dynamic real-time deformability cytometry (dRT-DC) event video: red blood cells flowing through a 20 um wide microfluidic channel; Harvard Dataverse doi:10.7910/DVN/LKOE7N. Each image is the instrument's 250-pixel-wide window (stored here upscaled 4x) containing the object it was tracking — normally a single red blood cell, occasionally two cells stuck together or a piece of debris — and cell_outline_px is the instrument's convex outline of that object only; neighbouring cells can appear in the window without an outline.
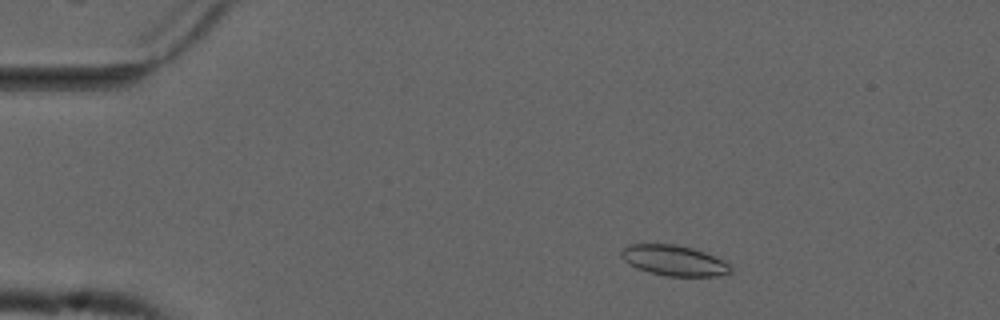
{"species": "common noctule bat (a hibernating species)", "species_latin": "Nyctalus noctula", "temperature_condition": "cold", "stored_images_in_passage": 47, "camera_frame_rate_fps": 3000, "um_per_image_px": 0.085, "animal": {"sex": "male", "forearm_length_mm": 52.5}, "frame": {"image": 1, "passage_image": 1, "time_ms": 0.0, "image_size_px": [1000, 320], "cell_outline_px": [[732, 272], [728, 276], [668, 276], [648, 272], [636, 268], [624, 260], [620, 256], [620, 252], [628, 244], [676, 244], [692, 248], [704, 252], [724, 260], [732, 268]], "centroid_in_image_um": [57.32, 22.15], "position_along_channel_um": 27.7, "area_um2": 19.59}}
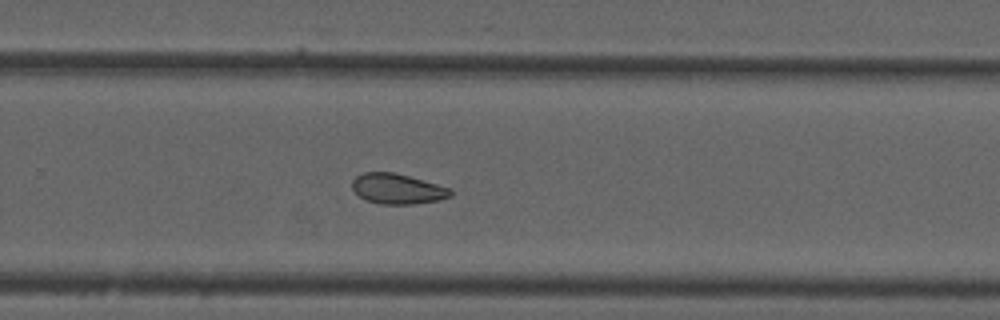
{"frame": {"image": 2, "passage_image": 28, "time_ms": 9.0, "image_size_px": [1000, 320], "cell_outline_px": [[452, 196], [440, 200], [412, 204], [380, 204], [364, 200], [352, 188], [352, 180], [356, 176], [364, 172], [392, 172], [408, 176], [452, 188]], "centroid_in_image_um": [33.79, 16.05], "position_along_channel_um": 296.0, "area_um2": 17.4}}
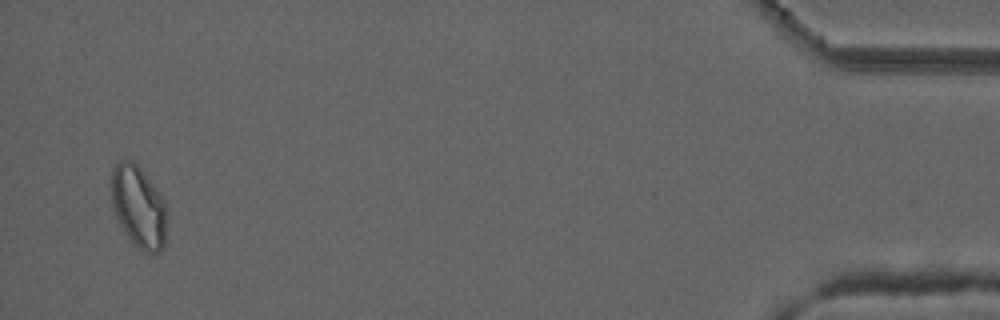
{"frame": {"image": 3, "passage_image": 45, "time_ms": 14.667, "image_size_px": [1000, 320], "cell_outline_px": [[168, 212], [164, 248], [160, 252], [144, 252], [132, 244], [120, 224], [112, 208], [112, 168], [120, 160], [132, 160], [144, 172], [156, 188], [164, 200]], "centroid_in_image_um": [11.8, 17.6], "position_along_channel_um": 423.4, "area_um2": 26.76}, "authors_computed_cell_mechanics": {"area_um2": 18.9006, "velocity_mm_per_s": 3.7131, "shape_relaxation_time_tau1_ms": null, "shape_relaxation_time_tau2_ms": 3.0375, "deformation_change_tau1": null, "deformation_change_tau2": 0.073}}